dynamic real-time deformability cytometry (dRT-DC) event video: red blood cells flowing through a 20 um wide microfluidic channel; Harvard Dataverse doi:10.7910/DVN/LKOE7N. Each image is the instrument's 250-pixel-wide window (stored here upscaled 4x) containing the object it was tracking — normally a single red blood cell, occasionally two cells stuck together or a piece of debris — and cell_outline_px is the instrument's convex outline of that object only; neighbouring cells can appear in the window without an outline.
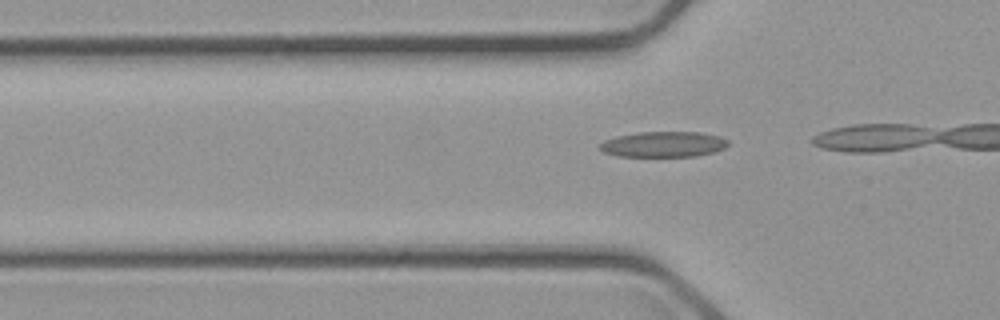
{"species": "common noctule bat (a hibernating species)", "species_latin": "Nyctalus noctula", "temperature_condition": "cold", "stored_images_in_passage": 5, "camera_frame_rate_fps": 3000, "um_per_image_px": 0.085, "animal": {"sex": "male", "body_mass_g": 23.1, "forearm_length_mm": 52.7}, "frame": {"image": 1, "passage_image": 2, "time_ms": 0.333, "image_size_px": [1000, 320], "cell_outline_px": [[728, 144], [724, 148], [716, 152], [696, 156], [620, 156], [604, 152], [596, 148], [604, 140], [616, 136], [640, 132], [700, 132], [720, 136], [728, 140]], "centroid_in_image_um": [56.4, 12.26], "position_along_channel_um": 69.4, "area_um2": 19.19}}